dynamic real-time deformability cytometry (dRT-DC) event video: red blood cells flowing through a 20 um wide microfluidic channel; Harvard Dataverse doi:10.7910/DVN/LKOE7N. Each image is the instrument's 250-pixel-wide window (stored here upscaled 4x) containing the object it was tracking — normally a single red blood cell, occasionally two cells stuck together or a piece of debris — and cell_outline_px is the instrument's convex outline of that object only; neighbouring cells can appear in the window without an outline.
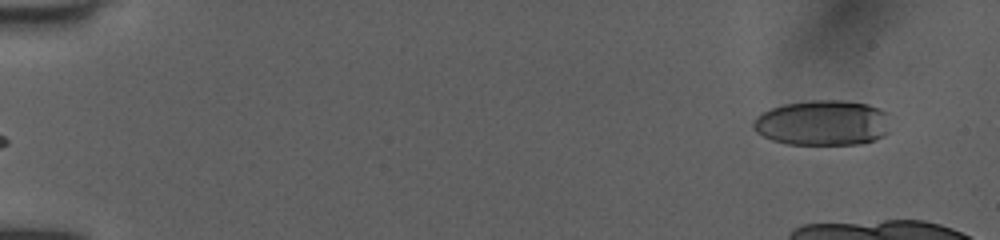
{"species": "human", "species_latin": "Homo sapiens", "temperature_condition": "room temperature", "stored_images_in_passage": 19, "camera_frame_rate_fps": 3000, "um_per_image_px": 0.085, "donor": {"sex": "female"}, "frame": {"image": 1, "passage_image": 1, "time_ms": 0.0, "image_size_px": [1000, 240], "cell_outline_px": [[892, 116], [888, 132], [884, 136], [876, 140], [860, 144], [788, 144], [772, 140], [756, 132], [752, 128], [752, 120], [760, 112], [784, 104], [812, 100], [844, 100], [868, 104], [880, 108], [888, 112]], "centroid_in_image_um": [69.97, 10.44], "position_along_channel_um": 15.0, "area_um2": 36.93}}
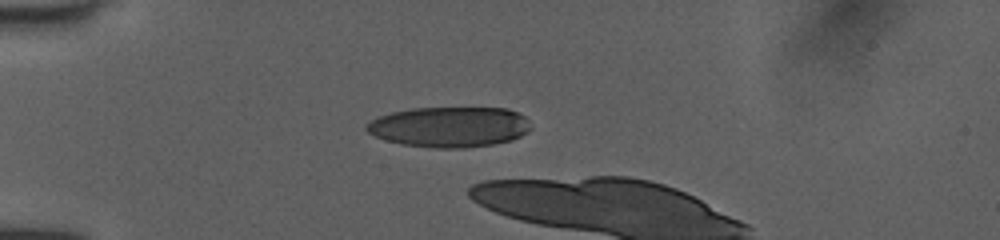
{"frame": {"image": 2, "passage_image": 12, "time_ms": 3.667, "image_size_px": [1000, 240], "cell_outline_px": [[532, 128], [528, 132], [512, 140], [492, 144], [464, 148], [436, 148], [400, 144], [384, 140], [368, 132], [364, 128], [364, 124], [376, 116], [392, 112], [412, 108], [508, 108], [524, 116], [528, 120]], "centroid_in_image_um": [38.18, 10.78], "position_along_channel_um": 46.8, "area_um2": 39.02}}
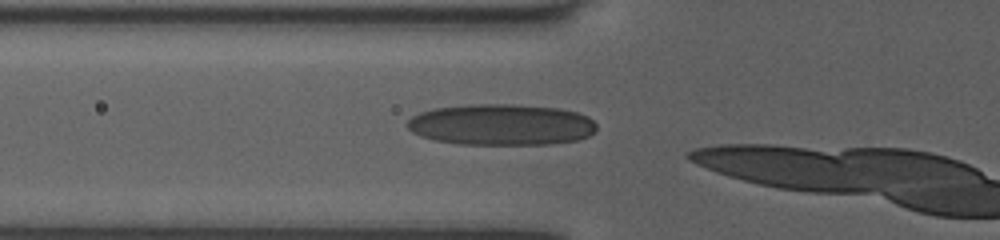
{"frame": {"image": 3, "passage_image": 17, "time_ms": 5.333, "image_size_px": [1000, 240], "cell_outline_px": [[596, 128], [588, 136], [576, 140], [552, 144], [460, 144], [436, 140], [420, 136], [412, 132], [404, 124], [412, 116], [420, 112], [436, 108], [468, 104], [512, 104], [560, 108], [576, 112], [588, 116], [596, 124]], "centroid_in_image_um": [42.59, 10.59], "position_along_channel_um": 83.2, "area_um2": 45.55}}